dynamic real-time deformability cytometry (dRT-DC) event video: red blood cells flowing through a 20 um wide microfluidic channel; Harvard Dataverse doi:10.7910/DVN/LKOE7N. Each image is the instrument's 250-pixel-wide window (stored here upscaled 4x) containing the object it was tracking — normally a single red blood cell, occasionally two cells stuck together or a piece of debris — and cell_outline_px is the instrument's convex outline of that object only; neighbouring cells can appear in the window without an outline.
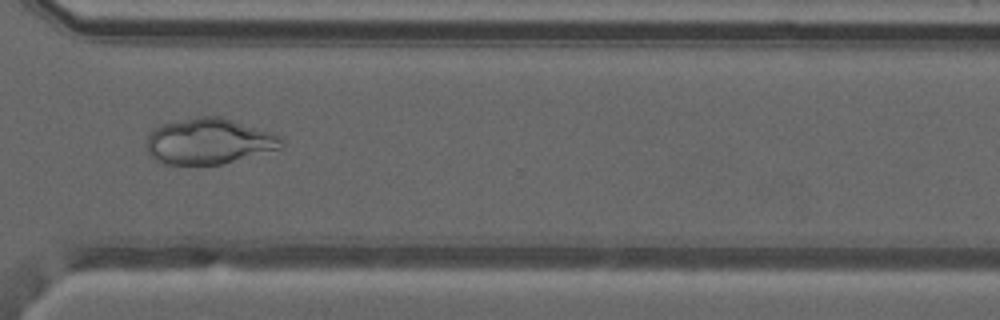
{"species": "common noctule bat (a hibernating species)", "species_latin": "Nyctalus noctula", "temperature_condition": "warm", "stored_images_in_passage": 41, "camera_frame_rate_fps": 3000, "um_per_image_px": 0.085, "animal": {"sex": "male", "forearm_length_mm": 52.5}, "frame": {"image": 1, "passage_image": 29, "time_ms": 9.333, "image_size_px": [1000, 320], "cell_outline_px": [[284, 144], [280, 148], [220, 164], [164, 164], [148, 156], [148, 136], [160, 124], [196, 116], [220, 116], [272, 132], [280, 136], [284, 140]], "centroid_in_image_um": [17.75, 11.99], "position_along_channel_um": 352.8, "area_um2": 35.78}}
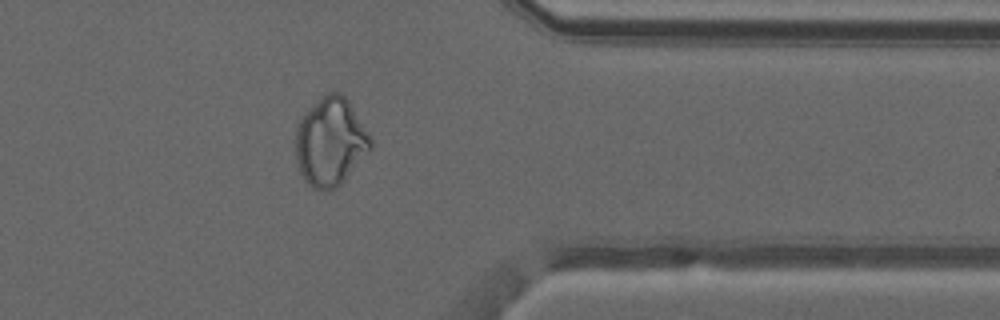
{"frame": {"image": 2, "passage_image": 32, "time_ms": 10.333, "image_size_px": [1000, 320], "cell_outline_px": [[372, 148], [344, 180], [336, 188], [328, 192], [312, 188], [304, 180], [300, 172], [296, 160], [292, 140], [296, 128], [304, 112], [328, 92], [340, 92], [348, 100], [368, 132], [372, 140]], "centroid_in_image_um": [28.04, 12.08], "position_along_channel_um": 383.4, "area_um2": 38.9}}